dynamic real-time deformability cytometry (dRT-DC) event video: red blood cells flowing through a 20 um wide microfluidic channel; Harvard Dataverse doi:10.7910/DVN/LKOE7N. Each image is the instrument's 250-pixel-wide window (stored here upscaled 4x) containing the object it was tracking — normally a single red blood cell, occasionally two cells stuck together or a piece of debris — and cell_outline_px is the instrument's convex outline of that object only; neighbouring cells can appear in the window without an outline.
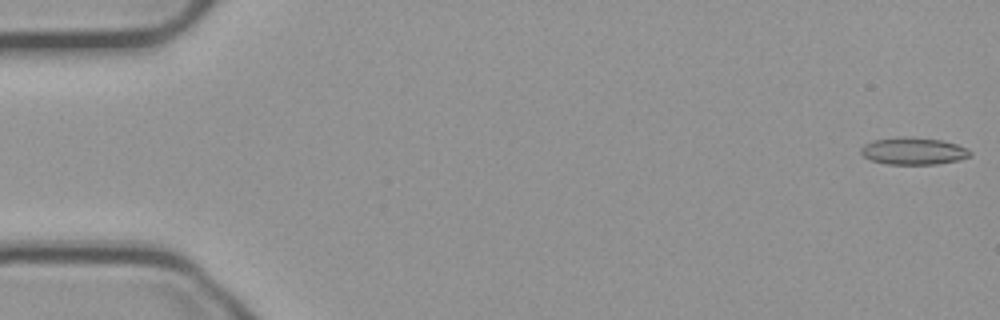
{"species": "common noctule bat (a hibernating species)", "species_latin": "Nyctalus noctula", "temperature_condition": "cold", "stored_images_in_passage": 55, "camera_frame_rate_fps": 3000, "um_per_image_px": 0.085, "animal": {"sex": "male", "body_mass_g": 23.1, "forearm_length_mm": 52.7}, "frame": {"image": 1, "passage_image": 1, "time_ms": 0.0, "image_size_px": [1000, 320], "cell_outline_px": [[972, 156], [956, 160], [936, 164], [888, 164], [872, 160], [864, 156], [860, 152], [860, 148], [864, 144], [872, 140], [912, 136], [940, 140], [956, 144], [972, 152]], "centroid_in_image_um": [77.62, 12.83], "position_along_channel_um": 7.4, "area_um2": 17.11}}
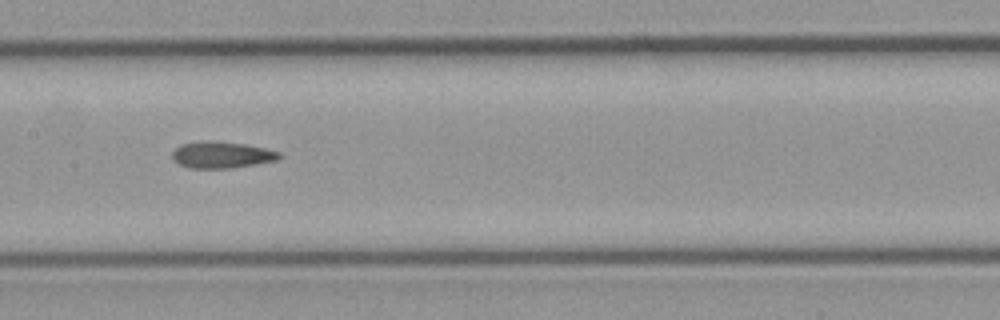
{"frame": {"image": 2, "passage_image": 27, "time_ms": 8.667, "image_size_px": [1000, 320], "cell_outline_px": [[284, 156], [276, 160], [256, 164], [232, 168], [188, 168], [180, 164], [172, 156], [172, 152], [180, 144], [208, 140], [216, 140], [244, 144], [268, 148], [280, 152]], "centroid_in_image_um": [18.89, 13.15], "position_along_channel_um": 188.5, "area_um2": 16.7}}
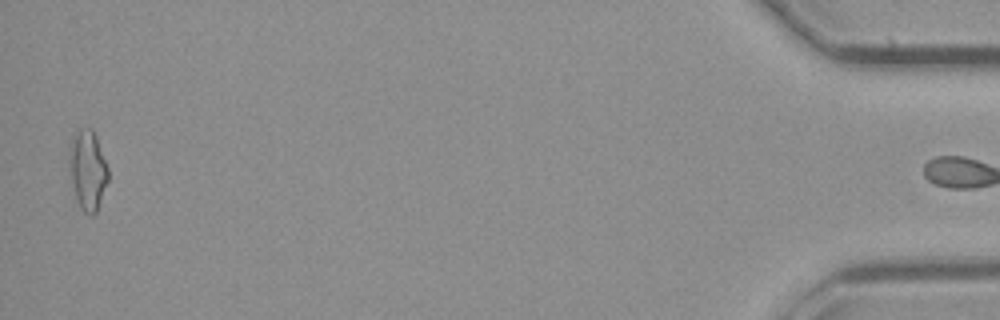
{"frame": {"image": 3, "passage_image": 54, "time_ms": 17.667, "image_size_px": [1000, 320], "cell_outline_px": [[108, 180], [96, 212], [92, 216], [88, 216], [84, 212], [76, 196], [72, 180], [68, 160], [68, 156], [72, 136], [76, 128], [92, 128], [96, 136], [108, 168]], "centroid_in_image_um": [7.45, 14.4], "position_along_channel_um": 427.8, "area_um2": 17.92}, "authors_computed_cell_mechanics": {"area_um2": 16.7042, "velocity_mm_per_s": 3.7526, "shape_relaxation_time_tau1_ms": null, "shape_relaxation_time_tau2_ms": 5.9276, "deformation_change_tau1": null, "deformation_change_tau2": 0.1566}}